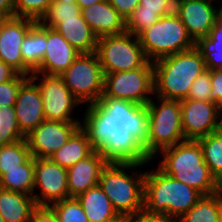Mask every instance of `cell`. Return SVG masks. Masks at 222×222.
<instances>
[{
	"label": "cell",
	"instance_id": "obj_1",
	"mask_svg": "<svg viewBox=\"0 0 222 222\" xmlns=\"http://www.w3.org/2000/svg\"><path fill=\"white\" fill-rule=\"evenodd\" d=\"M81 127L91 146L108 162L150 164L144 151L148 136L146 106L130 101L101 97L85 107Z\"/></svg>",
	"mask_w": 222,
	"mask_h": 222
},
{
	"label": "cell",
	"instance_id": "obj_2",
	"mask_svg": "<svg viewBox=\"0 0 222 222\" xmlns=\"http://www.w3.org/2000/svg\"><path fill=\"white\" fill-rule=\"evenodd\" d=\"M158 154L163 155L158 168L175 180L196 189L202 195L215 194L220 189V183L204 162L198 140H184Z\"/></svg>",
	"mask_w": 222,
	"mask_h": 222
},
{
	"label": "cell",
	"instance_id": "obj_3",
	"mask_svg": "<svg viewBox=\"0 0 222 222\" xmlns=\"http://www.w3.org/2000/svg\"><path fill=\"white\" fill-rule=\"evenodd\" d=\"M202 196L196 189L175 180L159 168L145 173L143 209L151 214H162L176 222Z\"/></svg>",
	"mask_w": 222,
	"mask_h": 222
},
{
	"label": "cell",
	"instance_id": "obj_4",
	"mask_svg": "<svg viewBox=\"0 0 222 222\" xmlns=\"http://www.w3.org/2000/svg\"><path fill=\"white\" fill-rule=\"evenodd\" d=\"M152 64L155 97L172 100L187 98L193 81L207 70L196 47L158 59Z\"/></svg>",
	"mask_w": 222,
	"mask_h": 222
},
{
	"label": "cell",
	"instance_id": "obj_5",
	"mask_svg": "<svg viewBox=\"0 0 222 222\" xmlns=\"http://www.w3.org/2000/svg\"><path fill=\"white\" fill-rule=\"evenodd\" d=\"M144 165L146 166L140 163L108 162L101 172L98 185L120 217H130L143 209L146 172L137 170ZM126 170H134V175L128 174Z\"/></svg>",
	"mask_w": 222,
	"mask_h": 222
},
{
	"label": "cell",
	"instance_id": "obj_6",
	"mask_svg": "<svg viewBox=\"0 0 222 222\" xmlns=\"http://www.w3.org/2000/svg\"><path fill=\"white\" fill-rule=\"evenodd\" d=\"M156 98L158 103L151 98L146 105L148 136L143 148L151 160L156 159L161 150L185 140L180 100Z\"/></svg>",
	"mask_w": 222,
	"mask_h": 222
},
{
	"label": "cell",
	"instance_id": "obj_7",
	"mask_svg": "<svg viewBox=\"0 0 222 222\" xmlns=\"http://www.w3.org/2000/svg\"><path fill=\"white\" fill-rule=\"evenodd\" d=\"M138 39L150 62L195 47V42L175 12L162 16L155 24L142 31Z\"/></svg>",
	"mask_w": 222,
	"mask_h": 222
},
{
	"label": "cell",
	"instance_id": "obj_8",
	"mask_svg": "<svg viewBox=\"0 0 222 222\" xmlns=\"http://www.w3.org/2000/svg\"><path fill=\"white\" fill-rule=\"evenodd\" d=\"M96 53L104 74L135 70L148 61L138 36L128 32L98 38Z\"/></svg>",
	"mask_w": 222,
	"mask_h": 222
},
{
	"label": "cell",
	"instance_id": "obj_9",
	"mask_svg": "<svg viewBox=\"0 0 222 222\" xmlns=\"http://www.w3.org/2000/svg\"><path fill=\"white\" fill-rule=\"evenodd\" d=\"M81 104L98 103L104 90V72L96 52L80 53L60 75Z\"/></svg>",
	"mask_w": 222,
	"mask_h": 222
},
{
	"label": "cell",
	"instance_id": "obj_10",
	"mask_svg": "<svg viewBox=\"0 0 222 222\" xmlns=\"http://www.w3.org/2000/svg\"><path fill=\"white\" fill-rule=\"evenodd\" d=\"M154 95V68L147 61L141 68L104 74V90L101 97L130 101L146 106Z\"/></svg>",
	"mask_w": 222,
	"mask_h": 222
},
{
	"label": "cell",
	"instance_id": "obj_11",
	"mask_svg": "<svg viewBox=\"0 0 222 222\" xmlns=\"http://www.w3.org/2000/svg\"><path fill=\"white\" fill-rule=\"evenodd\" d=\"M30 77L40 82L37 85L42 95L45 120L82 122L72 117L74 107L81 103L73 96L60 75L32 72Z\"/></svg>",
	"mask_w": 222,
	"mask_h": 222
},
{
	"label": "cell",
	"instance_id": "obj_12",
	"mask_svg": "<svg viewBox=\"0 0 222 222\" xmlns=\"http://www.w3.org/2000/svg\"><path fill=\"white\" fill-rule=\"evenodd\" d=\"M185 140H198L222 128V108L211 101L180 100Z\"/></svg>",
	"mask_w": 222,
	"mask_h": 222
},
{
	"label": "cell",
	"instance_id": "obj_13",
	"mask_svg": "<svg viewBox=\"0 0 222 222\" xmlns=\"http://www.w3.org/2000/svg\"><path fill=\"white\" fill-rule=\"evenodd\" d=\"M34 191L36 206H50L69 197L67 169L48 159L34 158Z\"/></svg>",
	"mask_w": 222,
	"mask_h": 222
},
{
	"label": "cell",
	"instance_id": "obj_14",
	"mask_svg": "<svg viewBox=\"0 0 222 222\" xmlns=\"http://www.w3.org/2000/svg\"><path fill=\"white\" fill-rule=\"evenodd\" d=\"M80 126L81 122L44 120L25 136L31 156L38 159L50 158Z\"/></svg>",
	"mask_w": 222,
	"mask_h": 222
},
{
	"label": "cell",
	"instance_id": "obj_15",
	"mask_svg": "<svg viewBox=\"0 0 222 222\" xmlns=\"http://www.w3.org/2000/svg\"><path fill=\"white\" fill-rule=\"evenodd\" d=\"M35 24L33 19L9 17L0 27V60L27 76L33 71L23 61L21 44Z\"/></svg>",
	"mask_w": 222,
	"mask_h": 222
},
{
	"label": "cell",
	"instance_id": "obj_16",
	"mask_svg": "<svg viewBox=\"0 0 222 222\" xmlns=\"http://www.w3.org/2000/svg\"><path fill=\"white\" fill-rule=\"evenodd\" d=\"M213 3L203 0H175V13L195 43L209 35L215 21L222 14V2L218 8Z\"/></svg>",
	"mask_w": 222,
	"mask_h": 222
},
{
	"label": "cell",
	"instance_id": "obj_17",
	"mask_svg": "<svg viewBox=\"0 0 222 222\" xmlns=\"http://www.w3.org/2000/svg\"><path fill=\"white\" fill-rule=\"evenodd\" d=\"M29 77L20 87L14 104L21 133L26 136L44 120L43 100L37 83Z\"/></svg>",
	"mask_w": 222,
	"mask_h": 222
},
{
	"label": "cell",
	"instance_id": "obj_18",
	"mask_svg": "<svg viewBox=\"0 0 222 222\" xmlns=\"http://www.w3.org/2000/svg\"><path fill=\"white\" fill-rule=\"evenodd\" d=\"M80 55L54 28L47 27V44L40 66L34 71L48 75H61Z\"/></svg>",
	"mask_w": 222,
	"mask_h": 222
},
{
	"label": "cell",
	"instance_id": "obj_19",
	"mask_svg": "<svg viewBox=\"0 0 222 222\" xmlns=\"http://www.w3.org/2000/svg\"><path fill=\"white\" fill-rule=\"evenodd\" d=\"M108 161L99 151L67 169L69 197H77L98 185L100 175Z\"/></svg>",
	"mask_w": 222,
	"mask_h": 222
},
{
	"label": "cell",
	"instance_id": "obj_20",
	"mask_svg": "<svg viewBox=\"0 0 222 222\" xmlns=\"http://www.w3.org/2000/svg\"><path fill=\"white\" fill-rule=\"evenodd\" d=\"M81 14L97 38L126 32L125 19L108 0L81 9Z\"/></svg>",
	"mask_w": 222,
	"mask_h": 222
},
{
	"label": "cell",
	"instance_id": "obj_21",
	"mask_svg": "<svg viewBox=\"0 0 222 222\" xmlns=\"http://www.w3.org/2000/svg\"><path fill=\"white\" fill-rule=\"evenodd\" d=\"M55 29L80 53L96 52L98 38L82 14L75 18L61 19V23Z\"/></svg>",
	"mask_w": 222,
	"mask_h": 222
},
{
	"label": "cell",
	"instance_id": "obj_22",
	"mask_svg": "<svg viewBox=\"0 0 222 222\" xmlns=\"http://www.w3.org/2000/svg\"><path fill=\"white\" fill-rule=\"evenodd\" d=\"M76 198L89 222H113L120 217L99 185L89 188Z\"/></svg>",
	"mask_w": 222,
	"mask_h": 222
},
{
	"label": "cell",
	"instance_id": "obj_23",
	"mask_svg": "<svg viewBox=\"0 0 222 222\" xmlns=\"http://www.w3.org/2000/svg\"><path fill=\"white\" fill-rule=\"evenodd\" d=\"M36 207L32 195L0 188V215L5 222H31Z\"/></svg>",
	"mask_w": 222,
	"mask_h": 222
},
{
	"label": "cell",
	"instance_id": "obj_24",
	"mask_svg": "<svg viewBox=\"0 0 222 222\" xmlns=\"http://www.w3.org/2000/svg\"><path fill=\"white\" fill-rule=\"evenodd\" d=\"M95 150L87 132L80 126L68 141L50 156V160L66 169L90 156Z\"/></svg>",
	"mask_w": 222,
	"mask_h": 222
},
{
	"label": "cell",
	"instance_id": "obj_25",
	"mask_svg": "<svg viewBox=\"0 0 222 222\" xmlns=\"http://www.w3.org/2000/svg\"><path fill=\"white\" fill-rule=\"evenodd\" d=\"M47 44V26L39 21L28 31L21 44L24 63L34 72L44 57Z\"/></svg>",
	"mask_w": 222,
	"mask_h": 222
},
{
	"label": "cell",
	"instance_id": "obj_26",
	"mask_svg": "<svg viewBox=\"0 0 222 222\" xmlns=\"http://www.w3.org/2000/svg\"><path fill=\"white\" fill-rule=\"evenodd\" d=\"M195 47L200 51L207 70L222 68V14L207 37L200 38Z\"/></svg>",
	"mask_w": 222,
	"mask_h": 222
},
{
	"label": "cell",
	"instance_id": "obj_27",
	"mask_svg": "<svg viewBox=\"0 0 222 222\" xmlns=\"http://www.w3.org/2000/svg\"><path fill=\"white\" fill-rule=\"evenodd\" d=\"M34 157H30L20 169L7 170L0 177V188L25 193L34 194Z\"/></svg>",
	"mask_w": 222,
	"mask_h": 222
},
{
	"label": "cell",
	"instance_id": "obj_28",
	"mask_svg": "<svg viewBox=\"0 0 222 222\" xmlns=\"http://www.w3.org/2000/svg\"><path fill=\"white\" fill-rule=\"evenodd\" d=\"M221 202L218 193L203 195L197 203L176 222H219Z\"/></svg>",
	"mask_w": 222,
	"mask_h": 222
},
{
	"label": "cell",
	"instance_id": "obj_29",
	"mask_svg": "<svg viewBox=\"0 0 222 222\" xmlns=\"http://www.w3.org/2000/svg\"><path fill=\"white\" fill-rule=\"evenodd\" d=\"M204 162L212 175L221 184L222 182V128L198 139Z\"/></svg>",
	"mask_w": 222,
	"mask_h": 222
},
{
	"label": "cell",
	"instance_id": "obj_30",
	"mask_svg": "<svg viewBox=\"0 0 222 222\" xmlns=\"http://www.w3.org/2000/svg\"><path fill=\"white\" fill-rule=\"evenodd\" d=\"M30 157V150L25 139L0 145V177L7 170L20 169V166Z\"/></svg>",
	"mask_w": 222,
	"mask_h": 222
},
{
	"label": "cell",
	"instance_id": "obj_31",
	"mask_svg": "<svg viewBox=\"0 0 222 222\" xmlns=\"http://www.w3.org/2000/svg\"><path fill=\"white\" fill-rule=\"evenodd\" d=\"M25 139L18 126L14 106L0 108V145Z\"/></svg>",
	"mask_w": 222,
	"mask_h": 222
},
{
	"label": "cell",
	"instance_id": "obj_32",
	"mask_svg": "<svg viewBox=\"0 0 222 222\" xmlns=\"http://www.w3.org/2000/svg\"><path fill=\"white\" fill-rule=\"evenodd\" d=\"M80 14L81 8L77 3L53 1L39 22L55 29L61 23V19L75 18Z\"/></svg>",
	"mask_w": 222,
	"mask_h": 222
},
{
	"label": "cell",
	"instance_id": "obj_33",
	"mask_svg": "<svg viewBox=\"0 0 222 222\" xmlns=\"http://www.w3.org/2000/svg\"><path fill=\"white\" fill-rule=\"evenodd\" d=\"M60 222H89L85 212L75 197H68L49 206Z\"/></svg>",
	"mask_w": 222,
	"mask_h": 222
},
{
	"label": "cell",
	"instance_id": "obj_34",
	"mask_svg": "<svg viewBox=\"0 0 222 222\" xmlns=\"http://www.w3.org/2000/svg\"><path fill=\"white\" fill-rule=\"evenodd\" d=\"M53 0H14L15 17L40 21Z\"/></svg>",
	"mask_w": 222,
	"mask_h": 222
},
{
	"label": "cell",
	"instance_id": "obj_35",
	"mask_svg": "<svg viewBox=\"0 0 222 222\" xmlns=\"http://www.w3.org/2000/svg\"><path fill=\"white\" fill-rule=\"evenodd\" d=\"M161 17L155 11L143 10L138 6L126 20V32L138 36L146 28L155 24Z\"/></svg>",
	"mask_w": 222,
	"mask_h": 222
},
{
	"label": "cell",
	"instance_id": "obj_36",
	"mask_svg": "<svg viewBox=\"0 0 222 222\" xmlns=\"http://www.w3.org/2000/svg\"><path fill=\"white\" fill-rule=\"evenodd\" d=\"M30 76L18 73L12 80L0 83V108L14 106L21 85Z\"/></svg>",
	"mask_w": 222,
	"mask_h": 222
},
{
	"label": "cell",
	"instance_id": "obj_37",
	"mask_svg": "<svg viewBox=\"0 0 222 222\" xmlns=\"http://www.w3.org/2000/svg\"><path fill=\"white\" fill-rule=\"evenodd\" d=\"M211 90V70H206L193 81L189 94L185 99L210 101Z\"/></svg>",
	"mask_w": 222,
	"mask_h": 222
},
{
	"label": "cell",
	"instance_id": "obj_38",
	"mask_svg": "<svg viewBox=\"0 0 222 222\" xmlns=\"http://www.w3.org/2000/svg\"><path fill=\"white\" fill-rule=\"evenodd\" d=\"M143 10L155 11L160 17L175 12V0H139Z\"/></svg>",
	"mask_w": 222,
	"mask_h": 222
},
{
	"label": "cell",
	"instance_id": "obj_39",
	"mask_svg": "<svg viewBox=\"0 0 222 222\" xmlns=\"http://www.w3.org/2000/svg\"><path fill=\"white\" fill-rule=\"evenodd\" d=\"M211 85L210 101L222 108V68L211 70Z\"/></svg>",
	"mask_w": 222,
	"mask_h": 222
},
{
	"label": "cell",
	"instance_id": "obj_40",
	"mask_svg": "<svg viewBox=\"0 0 222 222\" xmlns=\"http://www.w3.org/2000/svg\"><path fill=\"white\" fill-rule=\"evenodd\" d=\"M125 21L133 14L139 6V0H108Z\"/></svg>",
	"mask_w": 222,
	"mask_h": 222
},
{
	"label": "cell",
	"instance_id": "obj_41",
	"mask_svg": "<svg viewBox=\"0 0 222 222\" xmlns=\"http://www.w3.org/2000/svg\"><path fill=\"white\" fill-rule=\"evenodd\" d=\"M31 222H60L55 212L49 206H37L33 213Z\"/></svg>",
	"mask_w": 222,
	"mask_h": 222
},
{
	"label": "cell",
	"instance_id": "obj_42",
	"mask_svg": "<svg viewBox=\"0 0 222 222\" xmlns=\"http://www.w3.org/2000/svg\"><path fill=\"white\" fill-rule=\"evenodd\" d=\"M131 222H173L169 217L162 214H151L142 209L136 214L130 216Z\"/></svg>",
	"mask_w": 222,
	"mask_h": 222
},
{
	"label": "cell",
	"instance_id": "obj_43",
	"mask_svg": "<svg viewBox=\"0 0 222 222\" xmlns=\"http://www.w3.org/2000/svg\"><path fill=\"white\" fill-rule=\"evenodd\" d=\"M17 74L15 69L0 60V83L12 80Z\"/></svg>",
	"mask_w": 222,
	"mask_h": 222
},
{
	"label": "cell",
	"instance_id": "obj_44",
	"mask_svg": "<svg viewBox=\"0 0 222 222\" xmlns=\"http://www.w3.org/2000/svg\"><path fill=\"white\" fill-rule=\"evenodd\" d=\"M0 12L5 13L8 17H15L14 0H0Z\"/></svg>",
	"mask_w": 222,
	"mask_h": 222
},
{
	"label": "cell",
	"instance_id": "obj_45",
	"mask_svg": "<svg viewBox=\"0 0 222 222\" xmlns=\"http://www.w3.org/2000/svg\"><path fill=\"white\" fill-rule=\"evenodd\" d=\"M101 1H104V0H77V4L78 6L81 8V9H84L86 7H89L93 4H96L98 2H101Z\"/></svg>",
	"mask_w": 222,
	"mask_h": 222
},
{
	"label": "cell",
	"instance_id": "obj_46",
	"mask_svg": "<svg viewBox=\"0 0 222 222\" xmlns=\"http://www.w3.org/2000/svg\"><path fill=\"white\" fill-rule=\"evenodd\" d=\"M9 17L3 13V12H0V27L3 25V23L8 19Z\"/></svg>",
	"mask_w": 222,
	"mask_h": 222
},
{
	"label": "cell",
	"instance_id": "obj_47",
	"mask_svg": "<svg viewBox=\"0 0 222 222\" xmlns=\"http://www.w3.org/2000/svg\"><path fill=\"white\" fill-rule=\"evenodd\" d=\"M113 222H131V218L130 217H119L117 220H115Z\"/></svg>",
	"mask_w": 222,
	"mask_h": 222
},
{
	"label": "cell",
	"instance_id": "obj_48",
	"mask_svg": "<svg viewBox=\"0 0 222 222\" xmlns=\"http://www.w3.org/2000/svg\"><path fill=\"white\" fill-rule=\"evenodd\" d=\"M53 1H56V2H63V3H65V2L76 3V2H77V0H53Z\"/></svg>",
	"mask_w": 222,
	"mask_h": 222
},
{
	"label": "cell",
	"instance_id": "obj_49",
	"mask_svg": "<svg viewBox=\"0 0 222 222\" xmlns=\"http://www.w3.org/2000/svg\"><path fill=\"white\" fill-rule=\"evenodd\" d=\"M218 195H219V199H220V202H221V205H222V188L220 187V189L218 190Z\"/></svg>",
	"mask_w": 222,
	"mask_h": 222
},
{
	"label": "cell",
	"instance_id": "obj_50",
	"mask_svg": "<svg viewBox=\"0 0 222 222\" xmlns=\"http://www.w3.org/2000/svg\"><path fill=\"white\" fill-rule=\"evenodd\" d=\"M219 222H222V205H221V210H220V220Z\"/></svg>",
	"mask_w": 222,
	"mask_h": 222
},
{
	"label": "cell",
	"instance_id": "obj_51",
	"mask_svg": "<svg viewBox=\"0 0 222 222\" xmlns=\"http://www.w3.org/2000/svg\"><path fill=\"white\" fill-rule=\"evenodd\" d=\"M0 222H5L1 215H0Z\"/></svg>",
	"mask_w": 222,
	"mask_h": 222
}]
</instances>
